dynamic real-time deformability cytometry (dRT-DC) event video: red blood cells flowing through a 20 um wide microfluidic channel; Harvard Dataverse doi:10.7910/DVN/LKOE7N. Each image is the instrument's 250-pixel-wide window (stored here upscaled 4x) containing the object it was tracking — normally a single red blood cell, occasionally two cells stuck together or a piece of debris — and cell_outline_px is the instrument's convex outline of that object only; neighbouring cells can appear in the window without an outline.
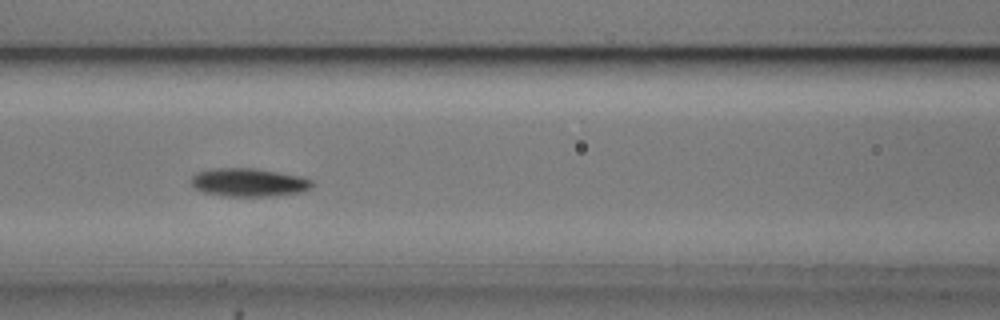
{"species": "common noctule bat (a hibernating species)", "species_latin": "Nyctalus noctula", "temperature_condition": "cold", "stored_images_in_passage": 7, "camera_frame_rate_fps": 3000, "um_per_image_px": 0.085, "animal": {"sex": "male", "body_mass_g": 20.5, "forearm_length_mm": 52.5}, "frame": {"image": 1, "passage_image": 3, "time_ms": 2.333, "image_size_px": [1000, 320], "cell_outline_px": [[316, 184], [312, 188], [300, 192], [276, 196], [224, 196], [204, 192], [196, 188], [192, 184], [192, 176], [196, 172], [212, 168], [252, 168], [300, 176], [312, 180]], "centroid_in_image_um": [21.17, 15.51], "position_along_channel_um": 145.4, "area_um2": 19.94}}
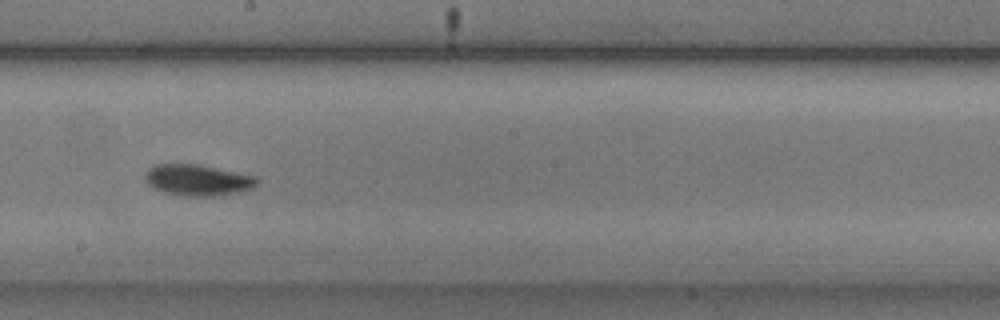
{"frame": {"image": 2, "passage_image": 5, "time_ms": 4.667, "image_size_px": [1000, 320], "cell_outline_px": [[260, 180], [252, 188], [240, 192], [212, 196], [184, 196], [164, 192], [148, 184], [144, 176], [148, 168], [156, 164], [200, 164], [256, 176]], "centroid_in_image_um": [16.82, 15.3], "position_along_channel_um": 231.4, "area_um2": 20.35}}
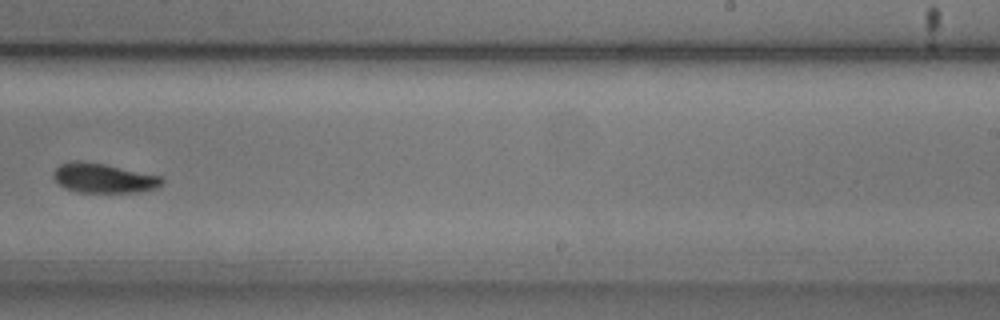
{"frame": {"image": 3, "passage_image": 6, "time_ms": 6.0, "image_size_px": [1000, 320], "cell_outline_px": [[164, 180], [156, 188], [140, 192], [76, 192], [64, 188], [52, 176], [52, 172], [60, 164], [72, 160], [84, 160], [164, 176]], "centroid_in_image_um": [8.79, 15.13], "position_along_channel_um": 280.2, "area_um2": 18.9}}